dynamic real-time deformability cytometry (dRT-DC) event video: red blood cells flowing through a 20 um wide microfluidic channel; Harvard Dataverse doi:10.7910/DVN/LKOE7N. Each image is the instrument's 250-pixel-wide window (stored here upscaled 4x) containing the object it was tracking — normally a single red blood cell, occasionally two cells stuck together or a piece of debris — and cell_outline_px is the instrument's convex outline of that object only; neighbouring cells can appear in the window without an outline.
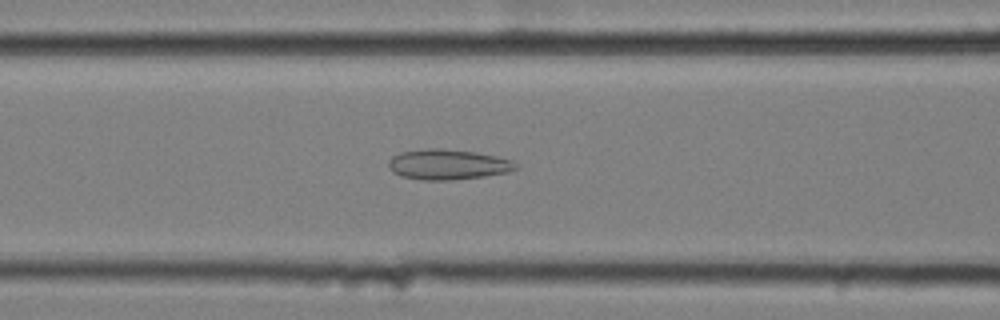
{"species": "common noctule bat (a hibernating species)", "species_latin": "Nyctalus noctula", "temperature_condition": "cold", "stored_images_in_passage": 57, "camera_frame_rate_fps": 3000, "um_per_image_px": 0.085, "animal": {"sex": "female", "body_mass_g": 25.1}, "frame": {"image": 1, "passage_image": 23, "time_ms": 7.333, "image_size_px": [1000, 320], "cell_outline_px": [[520, 168], [508, 172], [484, 176], [452, 180], [424, 180], [400, 176], [392, 172], [388, 168], [388, 160], [392, 156], [400, 152], [428, 148], [440, 148], [476, 152], [496, 156], [512, 160], [520, 164]], "centroid_in_image_um": [38.08, 13.98], "position_along_channel_um": 128.5, "area_um2": 22.77}}
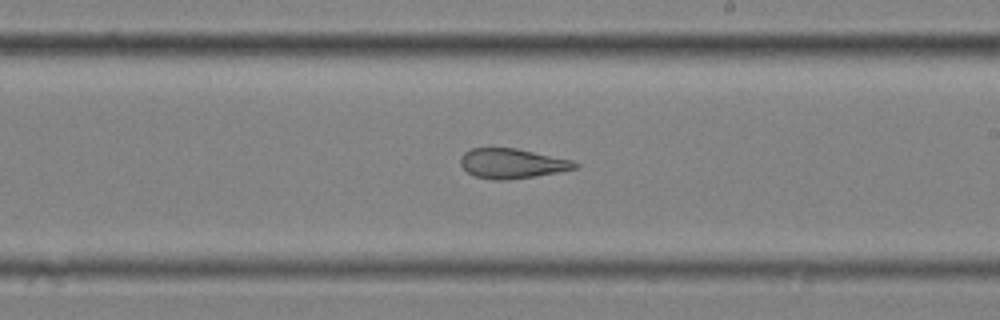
{"frame": {"image": 2, "passage_image": 33, "time_ms": 10.667, "image_size_px": [1000, 320], "cell_outline_px": [[580, 164], [576, 168], [556, 172], [508, 180], [492, 180], [476, 176], [468, 172], [460, 164], [460, 156], [464, 152], [472, 148], [516, 148], [572, 160]], "centroid_in_image_um": [43.49, 13.89], "position_along_channel_um": 245.5, "area_um2": 19.71}}
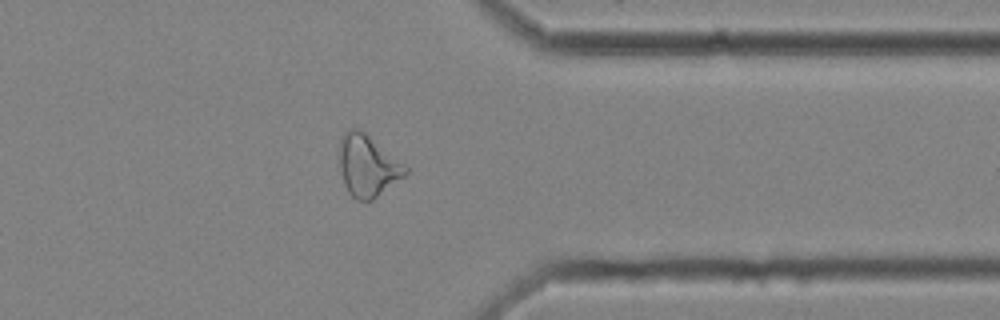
{"frame": {"image": 3, "passage_image": 45, "time_ms": 14.667, "image_size_px": [1000, 320], "cell_outline_px": [[408, 172], [404, 176], [372, 200], [356, 200], [348, 192], [344, 184], [340, 172], [340, 136], [344, 132], [352, 128], [356, 128], [364, 132], [408, 168]], "centroid_in_image_um": [31.21, 14.1], "position_along_channel_um": 380.2, "area_um2": 23.24}, "authors_computed_cell_mechanics": {"area_um2": 25.4898, "velocity_mm_per_s": 3.5202, "shape_relaxation_time_tau1_ms": null, "shape_relaxation_time_tau2_ms": 3.2207, "deformation_change_tau1": null, "deformation_change_tau2": 0.127}}